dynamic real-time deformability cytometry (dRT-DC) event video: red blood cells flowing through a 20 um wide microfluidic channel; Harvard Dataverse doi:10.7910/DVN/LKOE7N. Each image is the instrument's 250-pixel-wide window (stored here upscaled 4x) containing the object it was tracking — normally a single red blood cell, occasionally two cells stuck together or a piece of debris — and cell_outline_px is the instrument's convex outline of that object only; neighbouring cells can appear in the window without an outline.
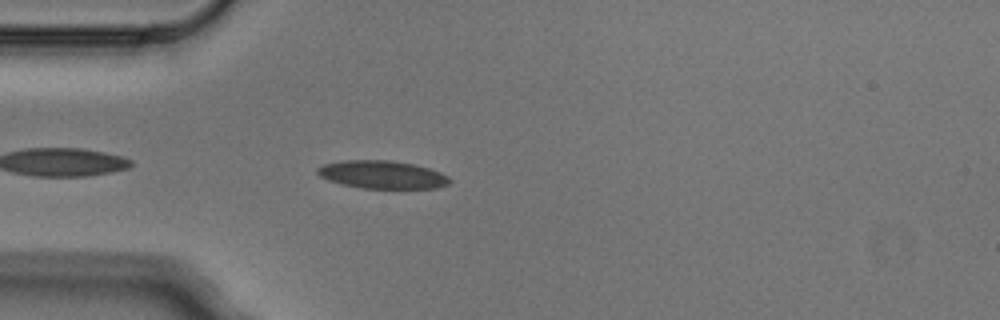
{"species": "Egyptian fruit bat (a non-hibernating species)", "species_latin": "Rousettus aegyptiacus", "temperature_condition": "cold", "stored_images_in_passage": 5, "camera_frame_rate_fps": 3000, "um_per_image_px": 0.085, "animal": {"sex": "male"}, "frame": {"image": 1, "passage_image": 5, "time_ms": 1.333, "image_size_px": [1000, 320], "cell_outline_px": [[452, 180], [448, 184], [436, 188], [360, 188], [340, 184], [328, 180], [320, 176], [316, 172], [316, 168], [320, 164], [344, 160], [392, 160], [412, 164], [428, 168], [440, 172], [448, 176]], "centroid_in_image_um": [32.44, 14.84], "position_along_channel_um": 52.6, "area_um2": 21.68}}